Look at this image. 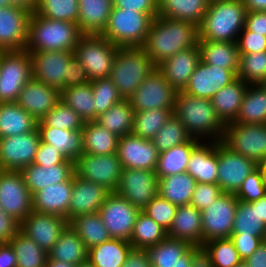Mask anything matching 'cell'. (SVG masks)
Masks as SVG:
<instances>
[{
	"mask_svg": "<svg viewBox=\"0 0 266 267\" xmlns=\"http://www.w3.org/2000/svg\"><path fill=\"white\" fill-rule=\"evenodd\" d=\"M198 41L195 23L156 16L142 48L157 67L179 51L198 46Z\"/></svg>",
	"mask_w": 266,
	"mask_h": 267,
	"instance_id": "1",
	"label": "cell"
},
{
	"mask_svg": "<svg viewBox=\"0 0 266 267\" xmlns=\"http://www.w3.org/2000/svg\"><path fill=\"white\" fill-rule=\"evenodd\" d=\"M174 114L192 138L199 141L223 140L226 125L218 117L211 100L179 91Z\"/></svg>",
	"mask_w": 266,
	"mask_h": 267,
	"instance_id": "2",
	"label": "cell"
},
{
	"mask_svg": "<svg viewBox=\"0 0 266 267\" xmlns=\"http://www.w3.org/2000/svg\"><path fill=\"white\" fill-rule=\"evenodd\" d=\"M246 7L243 0L209 3L199 29V41L235 42L245 27Z\"/></svg>",
	"mask_w": 266,
	"mask_h": 267,
	"instance_id": "3",
	"label": "cell"
},
{
	"mask_svg": "<svg viewBox=\"0 0 266 267\" xmlns=\"http://www.w3.org/2000/svg\"><path fill=\"white\" fill-rule=\"evenodd\" d=\"M83 36L77 23L52 20L34 13L30 15L28 22L25 50L28 52H73Z\"/></svg>",
	"mask_w": 266,
	"mask_h": 267,
	"instance_id": "4",
	"label": "cell"
},
{
	"mask_svg": "<svg viewBox=\"0 0 266 267\" xmlns=\"http://www.w3.org/2000/svg\"><path fill=\"white\" fill-rule=\"evenodd\" d=\"M157 67L142 47H118L109 78L123 99H129Z\"/></svg>",
	"mask_w": 266,
	"mask_h": 267,
	"instance_id": "5",
	"label": "cell"
},
{
	"mask_svg": "<svg viewBox=\"0 0 266 267\" xmlns=\"http://www.w3.org/2000/svg\"><path fill=\"white\" fill-rule=\"evenodd\" d=\"M158 14L113 8L101 36L118 47H142Z\"/></svg>",
	"mask_w": 266,
	"mask_h": 267,
	"instance_id": "6",
	"label": "cell"
},
{
	"mask_svg": "<svg viewBox=\"0 0 266 267\" xmlns=\"http://www.w3.org/2000/svg\"><path fill=\"white\" fill-rule=\"evenodd\" d=\"M118 46L101 35H84L74 48V56L86 70L90 81L108 78Z\"/></svg>",
	"mask_w": 266,
	"mask_h": 267,
	"instance_id": "7",
	"label": "cell"
},
{
	"mask_svg": "<svg viewBox=\"0 0 266 267\" xmlns=\"http://www.w3.org/2000/svg\"><path fill=\"white\" fill-rule=\"evenodd\" d=\"M31 78L32 63L28 51H0V103L16 102Z\"/></svg>",
	"mask_w": 266,
	"mask_h": 267,
	"instance_id": "8",
	"label": "cell"
},
{
	"mask_svg": "<svg viewBox=\"0 0 266 267\" xmlns=\"http://www.w3.org/2000/svg\"><path fill=\"white\" fill-rule=\"evenodd\" d=\"M122 169L117 153L110 155L82 153L74 162L76 176L97 183L110 192L117 190Z\"/></svg>",
	"mask_w": 266,
	"mask_h": 267,
	"instance_id": "9",
	"label": "cell"
},
{
	"mask_svg": "<svg viewBox=\"0 0 266 267\" xmlns=\"http://www.w3.org/2000/svg\"><path fill=\"white\" fill-rule=\"evenodd\" d=\"M234 152L256 163L266 158V124H226L222 140Z\"/></svg>",
	"mask_w": 266,
	"mask_h": 267,
	"instance_id": "10",
	"label": "cell"
},
{
	"mask_svg": "<svg viewBox=\"0 0 266 267\" xmlns=\"http://www.w3.org/2000/svg\"><path fill=\"white\" fill-rule=\"evenodd\" d=\"M0 208L21 223L32 209V195L21 171L0 170Z\"/></svg>",
	"mask_w": 266,
	"mask_h": 267,
	"instance_id": "11",
	"label": "cell"
},
{
	"mask_svg": "<svg viewBox=\"0 0 266 267\" xmlns=\"http://www.w3.org/2000/svg\"><path fill=\"white\" fill-rule=\"evenodd\" d=\"M177 91L156 68L129 98L134 112L175 109Z\"/></svg>",
	"mask_w": 266,
	"mask_h": 267,
	"instance_id": "12",
	"label": "cell"
},
{
	"mask_svg": "<svg viewBox=\"0 0 266 267\" xmlns=\"http://www.w3.org/2000/svg\"><path fill=\"white\" fill-rule=\"evenodd\" d=\"M238 199L223 192L202 212L203 244L213 239L230 238Z\"/></svg>",
	"mask_w": 266,
	"mask_h": 267,
	"instance_id": "13",
	"label": "cell"
},
{
	"mask_svg": "<svg viewBox=\"0 0 266 267\" xmlns=\"http://www.w3.org/2000/svg\"><path fill=\"white\" fill-rule=\"evenodd\" d=\"M140 211L124 197L111 192L101 206L99 214L111 238L130 241Z\"/></svg>",
	"mask_w": 266,
	"mask_h": 267,
	"instance_id": "14",
	"label": "cell"
},
{
	"mask_svg": "<svg viewBox=\"0 0 266 267\" xmlns=\"http://www.w3.org/2000/svg\"><path fill=\"white\" fill-rule=\"evenodd\" d=\"M256 168L255 161L234 152L222 140L218 141L217 184L223 192L236 194L244 179Z\"/></svg>",
	"mask_w": 266,
	"mask_h": 267,
	"instance_id": "15",
	"label": "cell"
},
{
	"mask_svg": "<svg viewBox=\"0 0 266 267\" xmlns=\"http://www.w3.org/2000/svg\"><path fill=\"white\" fill-rule=\"evenodd\" d=\"M40 142L37 128L32 132L0 138V170L21 171L32 164Z\"/></svg>",
	"mask_w": 266,
	"mask_h": 267,
	"instance_id": "16",
	"label": "cell"
},
{
	"mask_svg": "<svg viewBox=\"0 0 266 267\" xmlns=\"http://www.w3.org/2000/svg\"><path fill=\"white\" fill-rule=\"evenodd\" d=\"M115 192L142 211L158 195V178L155 171L123 168Z\"/></svg>",
	"mask_w": 266,
	"mask_h": 267,
	"instance_id": "17",
	"label": "cell"
},
{
	"mask_svg": "<svg viewBox=\"0 0 266 267\" xmlns=\"http://www.w3.org/2000/svg\"><path fill=\"white\" fill-rule=\"evenodd\" d=\"M32 63V77L48 86L64 90L68 76V61L74 56L72 51L29 52Z\"/></svg>",
	"mask_w": 266,
	"mask_h": 267,
	"instance_id": "18",
	"label": "cell"
},
{
	"mask_svg": "<svg viewBox=\"0 0 266 267\" xmlns=\"http://www.w3.org/2000/svg\"><path fill=\"white\" fill-rule=\"evenodd\" d=\"M67 226L64 217L32 211L20 223V231L49 252Z\"/></svg>",
	"mask_w": 266,
	"mask_h": 267,
	"instance_id": "19",
	"label": "cell"
},
{
	"mask_svg": "<svg viewBox=\"0 0 266 267\" xmlns=\"http://www.w3.org/2000/svg\"><path fill=\"white\" fill-rule=\"evenodd\" d=\"M117 155L122 168L155 171L159 152L152 140L132 133L118 139Z\"/></svg>",
	"mask_w": 266,
	"mask_h": 267,
	"instance_id": "20",
	"label": "cell"
},
{
	"mask_svg": "<svg viewBox=\"0 0 266 267\" xmlns=\"http://www.w3.org/2000/svg\"><path fill=\"white\" fill-rule=\"evenodd\" d=\"M30 13L13 7H0V51L25 50Z\"/></svg>",
	"mask_w": 266,
	"mask_h": 267,
	"instance_id": "21",
	"label": "cell"
},
{
	"mask_svg": "<svg viewBox=\"0 0 266 267\" xmlns=\"http://www.w3.org/2000/svg\"><path fill=\"white\" fill-rule=\"evenodd\" d=\"M236 78L237 75L232 70L200 61L183 92L210 100L220 88L230 84Z\"/></svg>",
	"mask_w": 266,
	"mask_h": 267,
	"instance_id": "22",
	"label": "cell"
},
{
	"mask_svg": "<svg viewBox=\"0 0 266 267\" xmlns=\"http://www.w3.org/2000/svg\"><path fill=\"white\" fill-rule=\"evenodd\" d=\"M61 92L35 78H31L22 88L16 103L30 113L37 121L60 101Z\"/></svg>",
	"mask_w": 266,
	"mask_h": 267,
	"instance_id": "23",
	"label": "cell"
},
{
	"mask_svg": "<svg viewBox=\"0 0 266 267\" xmlns=\"http://www.w3.org/2000/svg\"><path fill=\"white\" fill-rule=\"evenodd\" d=\"M201 61L199 46L179 51L157 66L165 79L177 91H183L198 63Z\"/></svg>",
	"mask_w": 266,
	"mask_h": 267,
	"instance_id": "24",
	"label": "cell"
},
{
	"mask_svg": "<svg viewBox=\"0 0 266 267\" xmlns=\"http://www.w3.org/2000/svg\"><path fill=\"white\" fill-rule=\"evenodd\" d=\"M72 189L73 176L68 181L49 184L32 195L33 211L58 215L69 221Z\"/></svg>",
	"mask_w": 266,
	"mask_h": 267,
	"instance_id": "25",
	"label": "cell"
},
{
	"mask_svg": "<svg viewBox=\"0 0 266 267\" xmlns=\"http://www.w3.org/2000/svg\"><path fill=\"white\" fill-rule=\"evenodd\" d=\"M111 192L97 183L73 175L69 220L74 216L99 212Z\"/></svg>",
	"mask_w": 266,
	"mask_h": 267,
	"instance_id": "26",
	"label": "cell"
},
{
	"mask_svg": "<svg viewBox=\"0 0 266 267\" xmlns=\"http://www.w3.org/2000/svg\"><path fill=\"white\" fill-rule=\"evenodd\" d=\"M218 141H201L191 152L186 172L197 183H217Z\"/></svg>",
	"mask_w": 266,
	"mask_h": 267,
	"instance_id": "27",
	"label": "cell"
},
{
	"mask_svg": "<svg viewBox=\"0 0 266 267\" xmlns=\"http://www.w3.org/2000/svg\"><path fill=\"white\" fill-rule=\"evenodd\" d=\"M31 195L49 184L68 181L74 174V162H62L57 165H36L34 163L21 170Z\"/></svg>",
	"mask_w": 266,
	"mask_h": 267,
	"instance_id": "28",
	"label": "cell"
},
{
	"mask_svg": "<svg viewBox=\"0 0 266 267\" xmlns=\"http://www.w3.org/2000/svg\"><path fill=\"white\" fill-rule=\"evenodd\" d=\"M167 237L203 245L202 212L192 204L178 206Z\"/></svg>",
	"mask_w": 266,
	"mask_h": 267,
	"instance_id": "29",
	"label": "cell"
},
{
	"mask_svg": "<svg viewBox=\"0 0 266 267\" xmlns=\"http://www.w3.org/2000/svg\"><path fill=\"white\" fill-rule=\"evenodd\" d=\"M191 247L192 245L185 240L166 237L145 250L152 267H176L191 263Z\"/></svg>",
	"mask_w": 266,
	"mask_h": 267,
	"instance_id": "30",
	"label": "cell"
},
{
	"mask_svg": "<svg viewBox=\"0 0 266 267\" xmlns=\"http://www.w3.org/2000/svg\"><path fill=\"white\" fill-rule=\"evenodd\" d=\"M247 87L248 84L237 77L230 84L220 88L210 99L218 117L225 125L236 120Z\"/></svg>",
	"mask_w": 266,
	"mask_h": 267,
	"instance_id": "31",
	"label": "cell"
},
{
	"mask_svg": "<svg viewBox=\"0 0 266 267\" xmlns=\"http://www.w3.org/2000/svg\"><path fill=\"white\" fill-rule=\"evenodd\" d=\"M113 10L112 0H79L77 24L84 35H101Z\"/></svg>",
	"mask_w": 266,
	"mask_h": 267,
	"instance_id": "32",
	"label": "cell"
},
{
	"mask_svg": "<svg viewBox=\"0 0 266 267\" xmlns=\"http://www.w3.org/2000/svg\"><path fill=\"white\" fill-rule=\"evenodd\" d=\"M40 141L47 143L74 162L83 153L82 132L55 127H37Z\"/></svg>",
	"mask_w": 266,
	"mask_h": 267,
	"instance_id": "33",
	"label": "cell"
},
{
	"mask_svg": "<svg viewBox=\"0 0 266 267\" xmlns=\"http://www.w3.org/2000/svg\"><path fill=\"white\" fill-rule=\"evenodd\" d=\"M37 122L16 102L0 103V138L32 132Z\"/></svg>",
	"mask_w": 266,
	"mask_h": 267,
	"instance_id": "34",
	"label": "cell"
},
{
	"mask_svg": "<svg viewBox=\"0 0 266 267\" xmlns=\"http://www.w3.org/2000/svg\"><path fill=\"white\" fill-rule=\"evenodd\" d=\"M48 256V259L78 266L88 262V249L79 235L68 225L48 252Z\"/></svg>",
	"mask_w": 266,
	"mask_h": 267,
	"instance_id": "35",
	"label": "cell"
},
{
	"mask_svg": "<svg viewBox=\"0 0 266 267\" xmlns=\"http://www.w3.org/2000/svg\"><path fill=\"white\" fill-rule=\"evenodd\" d=\"M201 61L205 64L232 70L239 69V50L235 42L198 41Z\"/></svg>",
	"mask_w": 266,
	"mask_h": 267,
	"instance_id": "36",
	"label": "cell"
},
{
	"mask_svg": "<svg viewBox=\"0 0 266 267\" xmlns=\"http://www.w3.org/2000/svg\"><path fill=\"white\" fill-rule=\"evenodd\" d=\"M132 248L129 241L111 238L88 249V262L94 267H121Z\"/></svg>",
	"mask_w": 266,
	"mask_h": 267,
	"instance_id": "37",
	"label": "cell"
},
{
	"mask_svg": "<svg viewBox=\"0 0 266 267\" xmlns=\"http://www.w3.org/2000/svg\"><path fill=\"white\" fill-rule=\"evenodd\" d=\"M208 0H159L158 16L190 21L199 26L208 9Z\"/></svg>",
	"mask_w": 266,
	"mask_h": 267,
	"instance_id": "38",
	"label": "cell"
},
{
	"mask_svg": "<svg viewBox=\"0 0 266 267\" xmlns=\"http://www.w3.org/2000/svg\"><path fill=\"white\" fill-rule=\"evenodd\" d=\"M197 181L187 172L158 179V194L173 205L190 204Z\"/></svg>",
	"mask_w": 266,
	"mask_h": 267,
	"instance_id": "39",
	"label": "cell"
},
{
	"mask_svg": "<svg viewBox=\"0 0 266 267\" xmlns=\"http://www.w3.org/2000/svg\"><path fill=\"white\" fill-rule=\"evenodd\" d=\"M81 132L83 153L92 155H110L117 153L119 137L102 127L96 121L84 122Z\"/></svg>",
	"mask_w": 266,
	"mask_h": 267,
	"instance_id": "40",
	"label": "cell"
},
{
	"mask_svg": "<svg viewBox=\"0 0 266 267\" xmlns=\"http://www.w3.org/2000/svg\"><path fill=\"white\" fill-rule=\"evenodd\" d=\"M200 142L197 139L191 138L188 142L159 153L155 170L157 178L185 173L191 152Z\"/></svg>",
	"mask_w": 266,
	"mask_h": 267,
	"instance_id": "41",
	"label": "cell"
},
{
	"mask_svg": "<svg viewBox=\"0 0 266 267\" xmlns=\"http://www.w3.org/2000/svg\"><path fill=\"white\" fill-rule=\"evenodd\" d=\"M234 122L266 124V87L263 84H248L239 114Z\"/></svg>",
	"mask_w": 266,
	"mask_h": 267,
	"instance_id": "42",
	"label": "cell"
},
{
	"mask_svg": "<svg viewBox=\"0 0 266 267\" xmlns=\"http://www.w3.org/2000/svg\"><path fill=\"white\" fill-rule=\"evenodd\" d=\"M68 225L79 235L87 249L111 239L99 212L74 216Z\"/></svg>",
	"mask_w": 266,
	"mask_h": 267,
	"instance_id": "43",
	"label": "cell"
},
{
	"mask_svg": "<svg viewBox=\"0 0 266 267\" xmlns=\"http://www.w3.org/2000/svg\"><path fill=\"white\" fill-rule=\"evenodd\" d=\"M134 113L130 100L123 99L101 113L96 122L120 138L132 133Z\"/></svg>",
	"mask_w": 266,
	"mask_h": 267,
	"instance_id": "44",
	"label": "cell"
},
{
	"mask_svg": "<svg viewBox=\"0 0 266 267\" xmlns=\"http://www.w3.org/2000/svg\"><path fill=\"white\" fill-rule=\"evenodd\" d=\"M231 235H254L266 238V225L258 214V200L254 202L238 200Z\"/></svg>",
	"mask_w": 266,
	"mask_h": 267,
	"instance_id": "45",
	"label": "cell"
},
{
	"mask_svg": "<svg viewBox=\"0 0 266 267\" xmlns=\"http://www.w3.org/2000/svg\"><path fill=\"white\" fill-rule=\"evenodd\" d=\"M9 243L15 252L17 267H46L48 252L20 230Z\"/></svg>",
	"mask_w": 266,
	"mask_h": 267,
	"instance_id": "46",
	"label": "cell"
},
{
	"mask_svg": "<svg viewBox=\"0 0 266 267\" xmlns=\"http://www.w3.org/2000/svg\"><path fill=\"white\" fill-rule=\"evenodd\" d=\"M60 100L73 109L84 122L95 121L93 90L90 82L62 90Z\"/></svg>",
	"mask_w": 266,
	"mask_h": 267,
	"instance_id": "47",
	"label": "cell"
},
{
	"mask_svg": "<svg viewBox=\"0 0 266 267\" xmlns=\"http://www.w3.org/2000/svg\"><path fill=\"white\" fill-rule=\"evenodd\" d=\"M166 237L167 231L145 212L140 211L129 242L134 249H146L155 246Z\"/></svg>",
	"mask_w": 266,
	"mask_h": 267,
	"instance_id": "48",
	"label": "cell"
},
{
	"mask_svg": "<svg viewBox=\"0 0 266 267\" xmlns=\"http://www.w3.org/2000/svg\"><path fill=\"white\" fill-rule=\"evenodd\" d=\"M174 113V109H151L134 113L132 134L152 140Z\"/></svg>",
	"mask_w": 266,
	"mask_h": 267,
	"instance_id": "49",
	"label": "cell"
},
{
	"mask_svg": "<svg viewBox=\"0 0 266 267\" xmlns=\"http://www.w3.org/2000/svg\"><path fill=\"white\" fill-rule=\"evenodd\" d=\"M192 137L187 132L185 126L173 113L158 133L153 137L152 142L158 152L169 150L170 148L188 142Z\"/></svg>",
	"mask_w": 266,
	"mask_h": 267,
	"instance_id": "50",
	"label": "cell"
},
{
	"mask_svg": "<svg viewBox=\"0 0 266 267\" xmlns=\"http://www.w3.org/2000/svg\"><path fill=\"white\" fill-rule=\"evenodd\" d=\"M84 121L62 100L51 109L46 116L37 122V127H55L73 131H81Z\"/></svg>",
	"mask_w": 266,
	"mask_h": 267,
	"instance_id": "51",
	"label": "cell"
},
{
	"mask_svg": "<svg viewBox=\"0 0 266 267\" xmlns=\"http://www.w3.org/2000/svg\"><path fill=\"white\" fill-rule=\"evenodd\" d=\"M36 13L52 20L77 23L79 0H38Z\"/></svg>",
	"mask_w": 266,
	"mask_h": 267,
	"instance_id": "52",
	"label": "cell"
},
{
	"mask_svg": "<svg viewBox=\"0 0 266 267\" xmlns=\"http://www.w3.org/2000/svg\"><path fill=\"white\" fill-rule=\"evenodd\" d=\"M239 55L237 77L247 84H262L266 80V51Z\"/></svg>",
	"mask_w": 266,
	"mask_h": 267,
	"instance_id": "53",
	"label": "cell"
},
{
	"mask_svg": "<svg viewBox=\"0 0 266 267\" xmlns=\"http://www.w3.org/2000/svg\"><path fill=\"white\" fill-rule=\"evenodd\" d=\"M90 83L93 90L96 121L101 113L111 108L114 104L121 102L123 98L109 77L93 80Z\"/></svg>",
	"mask_w": 266,
	"mask_h": 267,
	"instance_id": "54",
	"label": "cell"
},
{
	"mask_svg": "<svg viewBox=\"0 0 266 267\" xmlns=\"http://www.w3.org/2000/svg\"><path fill=\"white\" fill-rule=\"evenodd\" d=\"M203 245L209 251L214 267H235L242 262L230 238L213 239Z\"/></svg>",
	"mask_w": 266,
	"mask_h": 267,
	"instance_id": "55",
	"label": "cell"
},
{
	"mask_svg": "<svg viewBox=\"0 0 266 267\" xmlns=\"http://www.w3.org/2000/svg\"><path fill=\"white\" fill-rule=\"evenodd\" d=\"M176 210V205H173L158 194L142 211L168 231L175 217Z\"/></svg>",
	"mask_w": 266,
	"mask_h": 267,
	"instance_id": "56",
	"label": "cell"
},
{
	"mask_svg": "<svg viewBox=\"0 0 266 267\" xmlns=\"http://www.w3.org/2000/svg\"><path fill=\"white\" fill-rule=\"evenodd\" d=\"M265 195L266 184L257 168L244 179L242 186L235 194L238 200L244 202H254Z\"/></svg>",
	"mask_w": 266,
	"mask_h": 267,
	"instance_id": "57",
	"label": "cell"
},
{
	"mask_svg": "<svg viewBox=\"0 0 266 267\" xmlns=\"http://www.w3.org/2000/svg\"><path fill=\"white\" fill-rule=\"evenodd\" d=\"M223 193L221 187L216 184L197 183L192 194L190 204L202 211Z\"/></svg>",
	"mask_w": 266,
	"mask_h": 267,
	"instance_id": "58",
	"label": "cell"
},
{
	"mask_svg": "<svg viewBox=\"0 0 266 267\" xmlns=\"http://www.w3.org/2000/svg\"><path fill=\"white\" fill-rule=\"evenodd\" d=\"M239 54H252L266 51V37L248 31L245 27L237 40Z\"/></svg>",
	"mask_w": 266,
	"mask_h": 267,
	"instance_id": "59",
	"label": "cell"
},
{
	"mask_svg": "<svg viewBox=\"0 0 266 267\" xmlns=\"http://www.w3.org/2000/svg\"><path fill=\"white\" fill-rule=\"evenodd\" d=\"M62 162H74L73 160H68L62 153L57 151V149L47 143L40 142L34 164L36 165H57Z\"/></svg>",
	"mask_w": 266,
	"mask_h": 267,
	"instance_id": "60",
	"label": "cell"
},
{
	"mask_svg": "<svg viewBox=\"0 0 266 267\" xmlns=\"http://www.w3.org/2000/svg\"><path fill=\"white\" fill-rule=\"evenodd\" d=\"M230 239L242 261L246 260L266 240V238H259L254 235H231Z\"/></svg>",
	"mask_w": 266,
	"mask_h": 267,
	"instance_id": "61",
	"label": "cell"
},
{
	"mask_svg": "<svg viewBox=\"0 0 266 267\" xmlns=\"http://www.w3.org/2000/svg\"><path fill=\"white\" fill-rule=\"evenodd\" d=\"M91 82L87 76L86 70L79 60L73 56L68 61V76L64 81V89L76 87Z\"/></svg>",
	"mask_w": 266,
	"mask_h": 267,
	"instance_id": "62",
	"label": "cell"
},
{
	"mask_svg": "<svg viewBox=\"0 0 266 267\" xmlns=\"http://www.w3.org/2000/svg\"><path fill=\"white\" fill-rule=\"evenodd\" d=\"M113 8L134 10L146 14H158L159 0H112Z\"/></svg>",
	"mask_w": 266,
	"mask_h": 267,
	"instance_id": "63",
	"label": "cell"
},
{
	"mask_svg": "<svg viewBox=\"0 0 266 267\" xmlns=\"http://www.w3.org/2000/svg\"><path fill=\"white\" fill-rule=\"evenodd\" d=\"M245 28L255 34L266 37V11H247Z\"/></svg>",
	"mask_w": 266,
	"mask_h": 267,
	"instance_id": "64",
	"label": "cell"
},
{
	"mask_svg": "<svg viewBox=\"0 0 266 267\" xmlns=\"http://www.w3.org/2000/svg\"><path fill=\"white\" fill-rule=\"evenodd\" d=\"M20 230V223L0 208V243L9 242Z\"/></svg>",
	"mask_w": 266,
	"mask_h": 267,
	"instance_id": "65",
	"label": "cell"
},
{
	"mask_svg": "<svg viewBox=\"0 0 266 267\" xmlns=\"http://www.w3.org/2000/svg\"><path fill=\"white\" fill-rule=\"evenodd\" d=\"M191 267H214L211 255L204 245L191 247Z\"/></svg>",
	"mask_w": 266,
	"mask_h": 267,
	"instance_id": "66",
	"label": "cell"
},
{
	"mask_svg": "<svg viewBox=\"0 0 266 267\" xmlns=\"http://www.w3.org/2000/svg\"><path fill=\"white\" fill-rule=\"evenodd\" d=\"M121 267H152V265L145 249L132 248Z\"/></svg>",
	"mask_w": 266,
	"mask_h": 267,
	"instance_id": "67",
	"label": "cell"
},
{
	"mask_svg": "<svg viewBox=\"0 0 266 267\" xmlns=\"http://www.w3.org/2000/svg\"><path fill=\"white\" fill-rule=\"evenodd\" d=\"M0 267H17V258L9 242L0 243Z\"/></svg>",
	"mask_w": 266,
	"mask_h": 267,
	"instance_id": "68",
	"label": "cell"
},
{
	"mask_svg": "<svg viewBox=\"0 0 266 267\" xmlns=\"http://www.w3.org/2000/svg\"><path fill=\"white\" fill-rule=\"evenodd\" d=\"M244 262L248 267H266V240Z\"/></svg>",
	"mask_w": 266,
	"mask_h": 267,
	"instance_id": "69",
	"label": "cell"
},
{
	"mask_svg": "<svg viewBox=\"0 0 266 267\" xmlns=\"http://www.w3.org/2000/svg\"><path fill=\"white\" fill-rule=\"evenodd\" d=\"M11 6L21 8L30 14L36 13L38 0H10Z\"/></svg>",
	"mask_w": 266,
	"mask_h": 267,
	"instance_id": "70",
	"label": "cell"
},
{
	"mask_svg": "<svg viewBox=\"0 0 266 267\" xmlns=\"http://www.w3.org/2000/svg\"><path fill=\"white\" fill-rule=\"evenodd\" d=\"M247 11H266V0H243Z\"/></svg>",
	"mask_w": 266,
	"mask_h": 267,
	"instance_id": "71",
	"label": "cell"
},
{
	"mask_svg": "<svg viewBox=\"0 0 266 267\" xmlns=\"http://www.w3.org/2000/svg\"><path fill=\"white\" fill-rule=\"evenodd\" d=\"M258 214L262 222L266 225V195L258 199Z\"/></svg>",
	"mask_w": 266,
	"mask_h": 267,
	"instance_id": "72",
	"label": "cell"
},
{
	"mask_svg": "<svg viewBox=\"0 0 266 267\" xmlns=\"http://www.w3.org/2000/svg\"><path fill=\"white\" fill-rule=\"evenodd\" d=\"M46 267H77L76 265L65 263L62 261H57L54 259H48Z\"/></svg>",
	"mask_w": 266,
	"mask_h": 267,
	"instance_id": "73",
	"label": "cell"
},
{
	"mask_svg": "<svg viewBox=\"0 0 266 267\" xmlns=\"http://www.w3.org/2000/svg\"><path fill=\"white\" fill-rule=\"evenodd\" d=\"M257 169L259 170L261 177L266 184V158L257 162Z\"/></svg>",
	"mask_w": 266,
	"mask_h": 267,
	"instance_id": "74",
	"label": "cell"
},
{
	"mask_svg": "<svg viewBox=\"0 0 266 267\" xmlns=\"http://www.w3.org/2000/svg\"><path fill=\"white\" fill-rule=\"evenodd\" d=\"M11 6L10 0H0V7Z\"/></svg>",
	"mask_w": 266,
	"mask_h": 267,
	"instance_id": "75",
	"label": "cell"
},
{
	"mask_svg": "<svg viewBox=\"0 0 266 267\" xmlns=\"http://www.w3.org/2000/svg\"><path fill=\"white\" fill-rule=\"evenodd\" d=\"M77 267H94V266H92L89 262H86L84 264L78 265Z\"/></svg>",
	"mask_w": 266,
	"mask_h": 267,
	"instance_id": "76",
	"label": "cell"
},
{
	"mask_svg": "<svg viewBox=\"0 0 266 267\" xmlns=\"http://www.w3.org/2000/svg\"><path fill=\"white\" fill-rule=\"evenodd\" d=\"M235 267H248L244 261H242L240 264L236 265Z\"/></svg>",
	"mask_w": 266,
	"mask_h": 267,
	"instance_id": "77",
	"label": "cell"
},
{
	"mask_svg": "<svg viewBox=\"0 0 266 267\" xmlns=\"http://www.w3.org/2000/svg\"><path fill=\"white\" fill-rule=\"evenodd\" d=\"M176 267H191L190 263H186V265H177Z\"/></svg>",
	"mask_w": 266,
	"mask_h": 267,
	"instance_id": "78",
	"label": "cell"
},
{
	"mask_svg": "<svg viewBox=\"0 0 266 267\" xmlns=\"http://www.w3.org/2000/svg\"><path fill=\"white\" fill-rule=\"evenodd\" d=\"M215 1H221V0H208L209 3L215 2Z\"/></svg>",
	"mask_w": 266,
	"mask_h": 267,
	"instance_id": "79",
	"label": "cell"
},
{
	"mask_svg": "<svg viewBox=\"0 0 266 267\" xmlns=\"http://www.w3.org/2000/svg\"><path fill=\"white\" fill-rule=\"evenodd\" d=\"M262 84L266 87V80Z\"/></svg>",
	"mask_w": 266,
	"mask_h": 267,
	"instance_id": "80",
	"label": "cell"
}]
</instances>
